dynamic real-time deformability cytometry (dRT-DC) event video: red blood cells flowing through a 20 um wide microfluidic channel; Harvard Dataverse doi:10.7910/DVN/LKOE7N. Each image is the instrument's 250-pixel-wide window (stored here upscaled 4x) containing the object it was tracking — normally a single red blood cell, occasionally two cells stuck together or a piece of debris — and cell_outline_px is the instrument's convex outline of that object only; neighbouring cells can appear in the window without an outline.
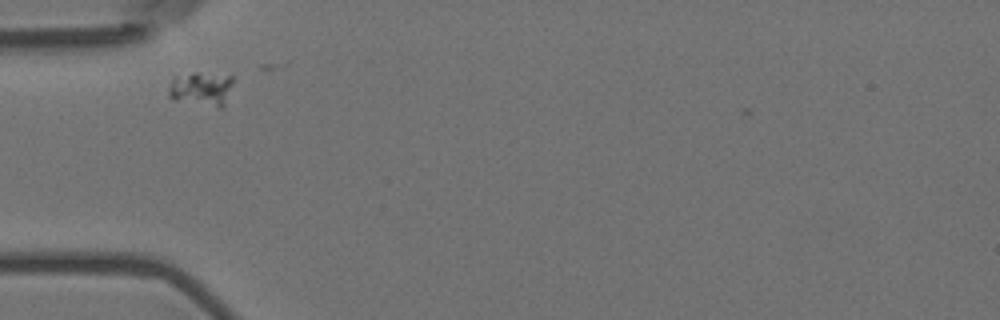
{"species": "Egyptian fruit bat (a non-hibernating species)", "species_latin": "Rousettus aegyptiacus", "temperature_condition": "room temperature", "stored_images_in_passage": 2, "camera_frame_rate_fps": 3000, "um_per_image_px": 0.085, "animal": {"sex": "female"}, "frame": {"image": 1, "passage_image": 1, "time_ms": 0.0, "image_size_px": [1000, 320], "cell_outline_px": [[232, 84], [224, 108], [216, 108], [172, 100], [168, 96], [168, 88], [172, 76], [192, 72], [196, 72], [232, 76]], "centroid_in_image_um": [17.06, 7.57], "position_along_channel_um": 67.9, "area_um2": 13.29}}
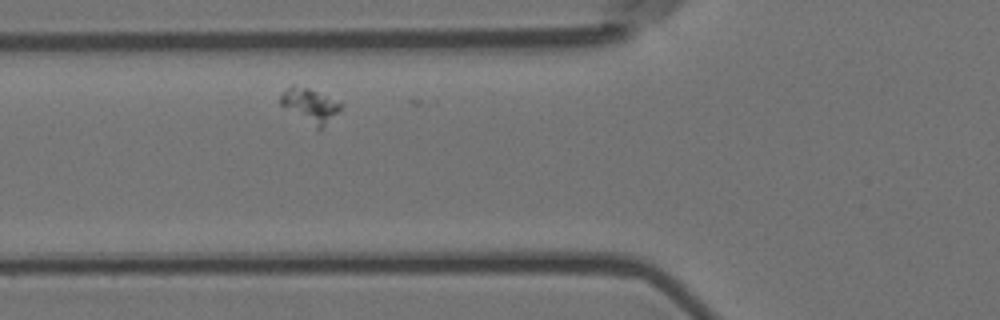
{"frame": {"image": 2, "passage_image": 2, "time_ms": 0.333, "image_size_px": [1000, 320], "cell_outline_px": [[344, 104], [320, 132], [280, 104], [280, 96], [292, 84], [308, 88]], "centroid_in_image_um": [26.36, 8.99], "position_along_channel_um": 99.4, "area_um2": 11.85}}